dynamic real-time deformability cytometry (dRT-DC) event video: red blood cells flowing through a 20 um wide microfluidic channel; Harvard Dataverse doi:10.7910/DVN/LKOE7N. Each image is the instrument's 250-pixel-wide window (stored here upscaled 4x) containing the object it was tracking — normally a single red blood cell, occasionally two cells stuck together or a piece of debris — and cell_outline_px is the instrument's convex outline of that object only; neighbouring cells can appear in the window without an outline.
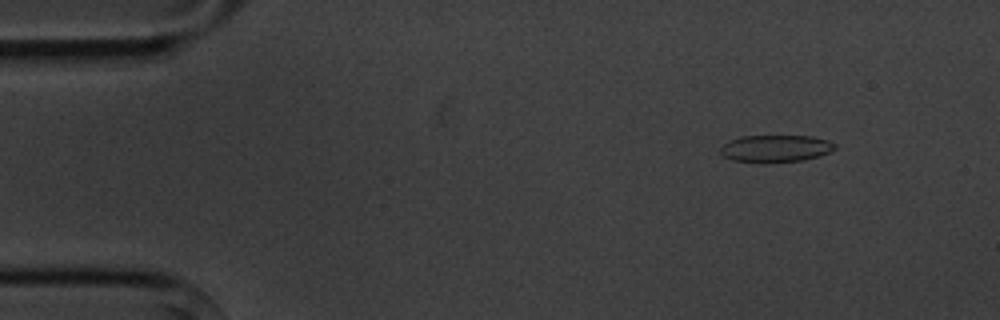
{"species": "common noctule bat (a hibernating species)", "species_latin": "Nyctalus noctula", "temperature_condition": "cold", "stored_images_in_passage": 5, "camera_frame_rate_fps": 3000, "um_per_image_px": 0.085, "animal": {"sex": "male", "body_mass_g": 20.1, "forearm_length_mm": 53.5}, "frame": {"image": 1, "passage_image": 2, "time_ms": 1.333, "image_size_px": [1000, 320], "cell_outline_px": [[836, 148], [820, 156], [804, 160], [768, 164], [760, 164], [732, 160], [724, 156], [720, 152], [720, 148], [724, 144], [740, 136], [812, 136], [828, 140], [836, 144]], "centroid_in_image_um": [65.93, 12.65], "position_along_channel_um": 19.1, "area_um2": 18.5}}